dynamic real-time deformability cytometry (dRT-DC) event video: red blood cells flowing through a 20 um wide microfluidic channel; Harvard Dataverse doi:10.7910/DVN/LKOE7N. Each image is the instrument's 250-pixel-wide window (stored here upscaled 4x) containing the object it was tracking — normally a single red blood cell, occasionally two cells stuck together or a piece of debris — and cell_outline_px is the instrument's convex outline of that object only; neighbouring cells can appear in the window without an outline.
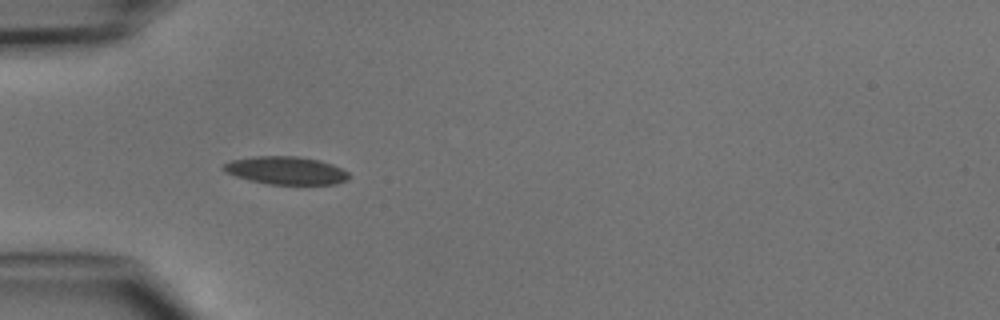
{"species": "common noctule bat (a hibernating species)", "species_latin": "Nyctalus noctula", "temperature_condition": "cold", "stored_images_in_passage": 5, "camera_frame_rate_fps": 3000, "um_per_image_px": 0.085, "animal": {"sex": "male", "body_mass_g": 15.6}, "frame": {"image": 1, "passage_image": 4, "time_ms": 4.333, "image_size_px": [1000, 320], "cell_outline_px": [[348, 180], [336, 184], [268, 184], [248, 180], [224, 172], [220, 164], [232, 160], [256, 156], [296, 156], [320, 160], [332, 164], [348, 172]], "centroid_in_image_um": [24.27, 14.49], "position_along_channel_um": 60.7, "area_um2": 20.46}}